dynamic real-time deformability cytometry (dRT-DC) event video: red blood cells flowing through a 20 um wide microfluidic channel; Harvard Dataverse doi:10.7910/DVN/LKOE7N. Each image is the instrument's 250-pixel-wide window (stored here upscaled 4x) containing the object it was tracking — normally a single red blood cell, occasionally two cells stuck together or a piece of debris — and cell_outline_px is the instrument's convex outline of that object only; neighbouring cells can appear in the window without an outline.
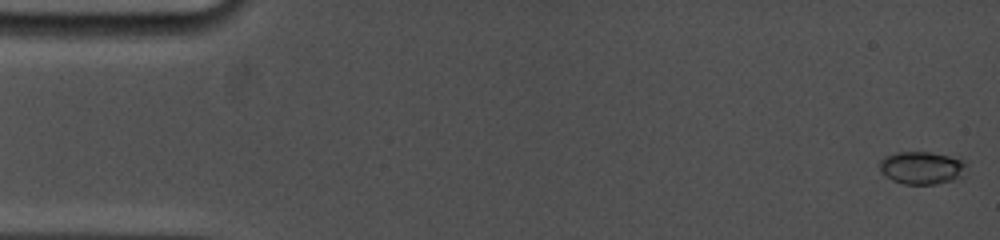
{"species": "common noctule bat (a hibernating species)", "species_latin": "Nyctalus noctula", "temperature_condition": "cold", "stored_images_in_passage": 53, "camera_frame_rate_fps": 5000, "um_per_image_px": 0.085, "animal": {"sex": "female", "body_mass_g": 19.0, "forearm_length_mm": 53.3}, "frame": {"image": 1, "passage_image": 1, "time_ms": 0.0, "image_size_px": [1000, 240], "cell_outline_px": [[968, 164], [964, 176], [956, 180], [936, 184], [904, 184], [892, 180], [884, 176], [880, 172], [880, 160], [884, 156], [896, 152], [928, 152], [960, 156]], "centroid_in_image_um": [78.42, 14.25], "position_along_channel_um": 6.6, "area_um2": 17.22}}
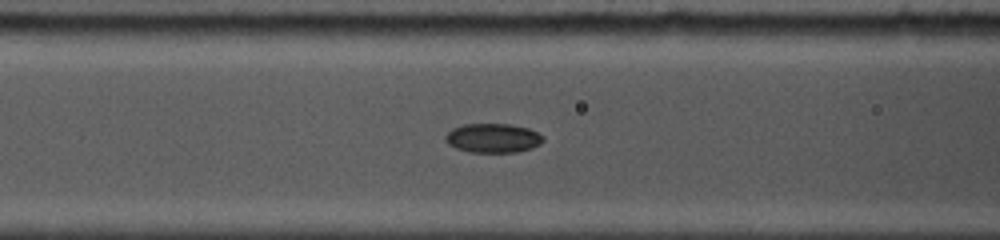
{"frame": {"image": 2, "passage_image": 25, "time_ms": 6.6, "image_size_px": [1000, 240], "cell_outline_px": [[544, 140], [540, 144], [532, 148], [516, 152], [468, 152], [456, 148], [448, 144], [444, 140], [444, 136], [452, 128], [464, 124], [512, 124], [528, 128], [544, 136]], "centroid_in_image_um": [41.89, 11.73], "position_along_channel_um": 124.7, "area_um2": 16.76}}
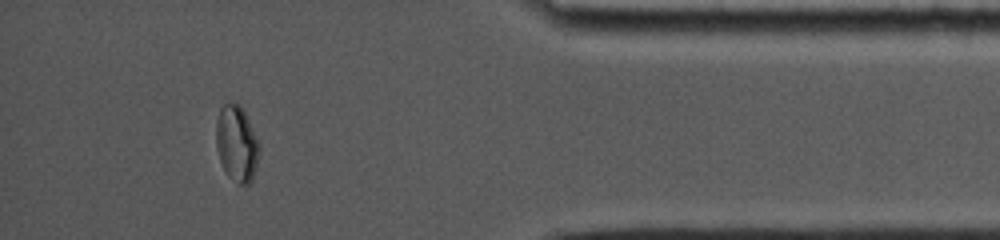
{"frame": {"image": 3, "passage_image": 46, "time_ms": 14.8, "image_size_px": [1000, 240], "cell_outline_px": [[260, 148], [256, 168], [252, 180], [248, 184], [240, 184], [228, 176], [220, 160], [216, 148], [216, 120], [220, 108], [224, 104], [236, 100], [240, 104], [260, 144]], "centroid_in_image_um": [20.11, 12.17], "position_along_channel_um": 415.1, "area_um2": 19.19}, "authors_computed_cell_mechanics": {"area_um2": 16.762, "velocity_mm_per_s": 3.8213, "shape_relaxation_time_tau1_ms": null, "shape_relaxation_time_tau2_ms": 1.7853, "deformation_change_tau1": null, "deformation_change_tau2": 0.0285}}